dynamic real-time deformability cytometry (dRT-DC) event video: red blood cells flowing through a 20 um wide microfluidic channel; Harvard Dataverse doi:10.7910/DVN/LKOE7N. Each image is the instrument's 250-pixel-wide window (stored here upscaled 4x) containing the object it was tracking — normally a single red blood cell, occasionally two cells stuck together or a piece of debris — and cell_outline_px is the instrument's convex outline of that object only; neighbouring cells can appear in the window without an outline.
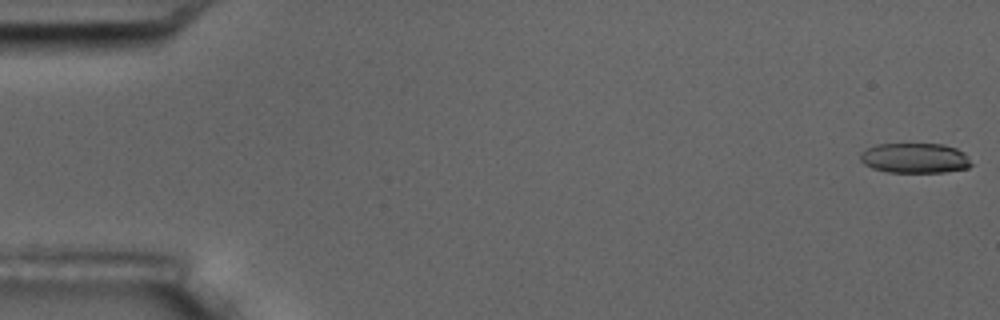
{"species": "common noctule bat (a hibernating species)", "species_latin": "Nyctalus noctula", "temperature_condition": "room temperature", "stored_images_in_passage": 7, "camera_frame_rate_fps": 3000, "um_per_image_px": 0.085, "animal": {"sex": "male", "body_mass_g": 17.5, "forearm_length_mm": 52.3}, "frame": {"image": 1, "passage_image": 1, "time_ms": 0.0, "image_size_px": [1000, 320], "cell_outline_px": [[972, 164], [968, 168], [944, 172], [888, 172], [872, 168], [864, 164], [860, 160], [860, 152], [876, 144], [944, 144], [956, 148], [964, 152]], "centroid_in_image_um": [77.76, 13.43], "position_along_channel_um": 7.2, "area_um2": 19.48}}
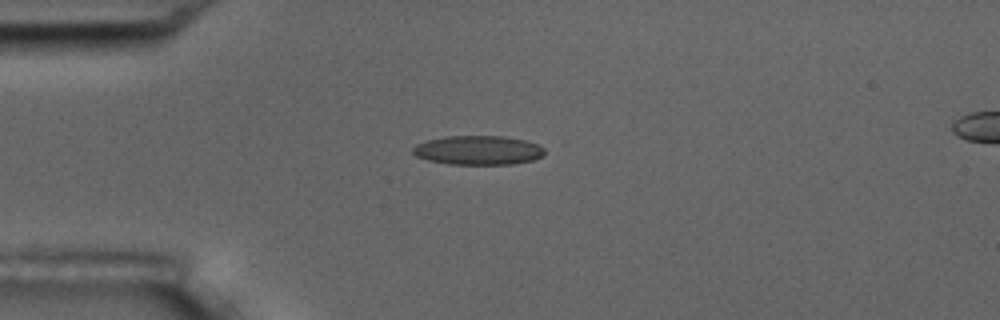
{"frame": {"image": 2, "passage_image": 5, "time_ms": 4.667, "image_size_px": [1000, 320], "cell_outline_px": [[544, 156], [532, 160], [512, 164], [448, 164], [428, 160], [416, 156], [412, 152], [412, 148], [416, 144], [428, 140], [444, 136], [504, 136], [524, 140], [536, 144], [544, 148]], "centroid_in_image_um": [40.63, 12.77], "position_along_channel_um": 44.4, "area_um2": 22.37}}